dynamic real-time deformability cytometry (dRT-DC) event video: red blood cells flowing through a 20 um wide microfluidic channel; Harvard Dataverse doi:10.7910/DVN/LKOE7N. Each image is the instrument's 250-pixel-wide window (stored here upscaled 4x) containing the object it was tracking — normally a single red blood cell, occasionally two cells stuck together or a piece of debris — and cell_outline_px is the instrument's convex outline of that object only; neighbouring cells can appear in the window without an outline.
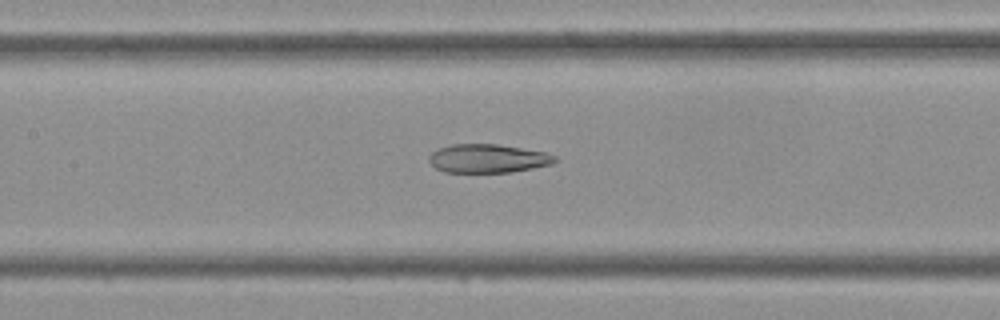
{"species": "Egyptian fruit bat (a non-hibernating species)", "species_latin": "Rousettus aegyptiacus", "temperature_condition": "cold", "stored_images_in_passage": 44, "camera_frame_rate_fps": 3000, "um_per_image_px": 0.085, "frame": {"image": 1, "passage_image": 20, "time_ms": 6.333, "image_size_px": [1000, 320], "cell_outline_px": [[556, 160], [552, 164], [512, 172], [444, 172], [436, 168], [428, 160], [428, 156], [432, 152], [440, 148], [452, 144], [496, 144], [544, 152], [556, 156]], "centroid_in_image_um": [41.44, 13.47], "position_along_channel_um": 166.0, "area_um2": 20.81}}
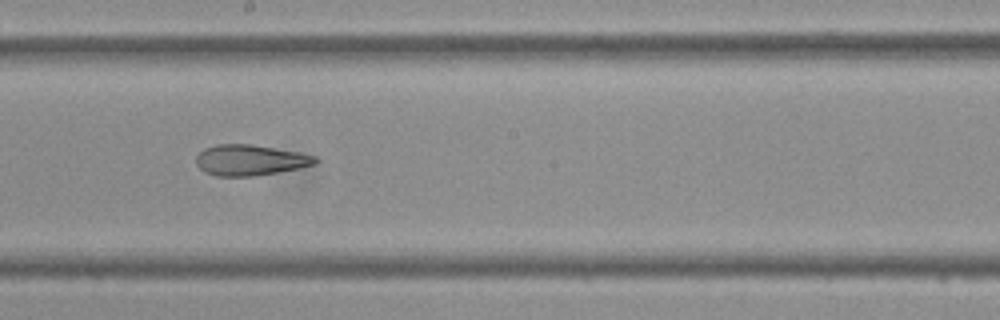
{"frame": {"image": 2, "passage_image": 24, "time_ms": 7.667, "image_size_px": [1000, 320], "cell_outline_px": [[320, 160], [316, 164], [300, 168], [256, 176], [216, 176], [204, 172], [196, 164], [196, 156], [204, 148], [216, 144], [252, 144], [296, 152], [316, 156]], "centroid_in_image_um": [21.26, 13.61], "position_along_channel_um": 226.9, "area_um2": 21.44}}
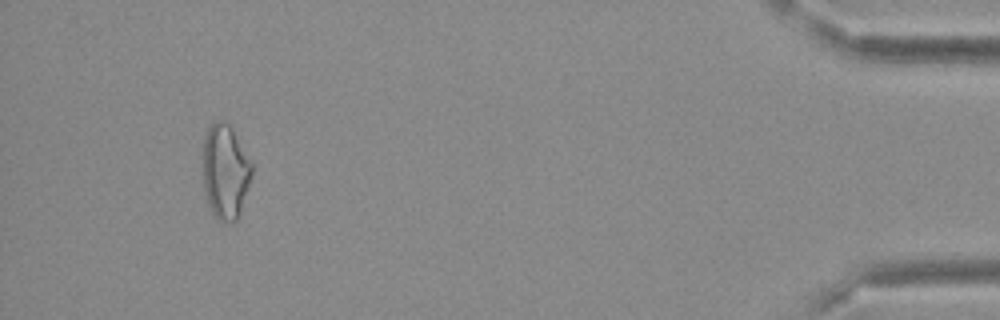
{"frame": {"image": 3, "passage_image": 41, "time_ms": 13.333, "image_size_px": [1000, 320], "cell_outline_px": [[252, 176], [240, 216], [236, 220], [224, 224], [212, 212], [208, 204], [204, 192], [200, 176], [204, 136], [208, 128], [216, 120], [224, 120], [232, 128], [252, 160]], "centroid_in_image_um": [19.13, 14.59], "position_along_channel_um": 416.1, "area_um2": 28.09}}